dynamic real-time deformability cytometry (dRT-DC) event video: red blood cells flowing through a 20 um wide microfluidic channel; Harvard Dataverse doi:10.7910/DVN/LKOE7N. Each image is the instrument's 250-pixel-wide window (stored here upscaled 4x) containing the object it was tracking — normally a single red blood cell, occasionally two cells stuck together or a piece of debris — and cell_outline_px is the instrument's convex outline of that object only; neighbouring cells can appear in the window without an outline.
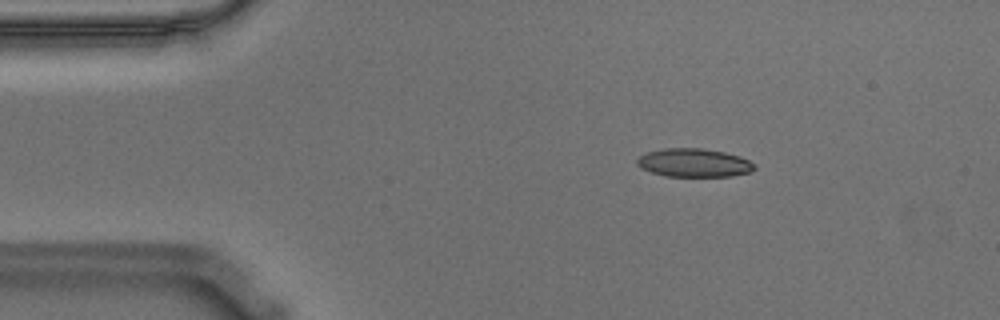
{"species": "Egyptian fruit bat (a non-hibernating species)", "species_latin": "Rousettus aegyptiacus", "temperature_condition": "warm", "stored_images_in_passage": 48, "camera_frame_rate_fps": 3000, "um_per_image_px": 0.085, "animal": {"sex": "male"}, "frame": {"image": 1, "passage_image": 1, "time_ms": 0.0, "image_size_px": [1000, 320], "cell_outline_px": [[756, 168], [752, 172], [732, 176], [664, 176], [640, 168], [636, 164], [636, 160], [644, 152], [664, 148], [704, 148], [724, 152], [740, 156], [756, 164]], "centroid_in_image_um": [58.99, 13.83], "position_along_channel_um": 26.0, "area_um2": 19.71}}
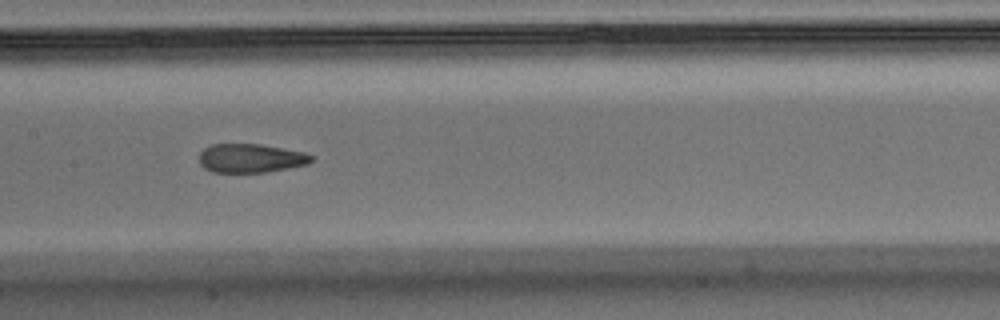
{"frame": {"image": 2, "passage_image": 19, "time_ms": 6.0, "image_size_px": [1000, 320], "cell_outline_px": [[312, 160], [308, 164], [268, 172], [212, 172], [204, 168], [200, 164], [200, 152], [204, 148], [212, 144], [260, 144], [304, 152], [312, 156]], "centroid_in_image_um": [21.3, 13.45], "position_along_channel_um": 186.1, "area_um2": 18.79}}
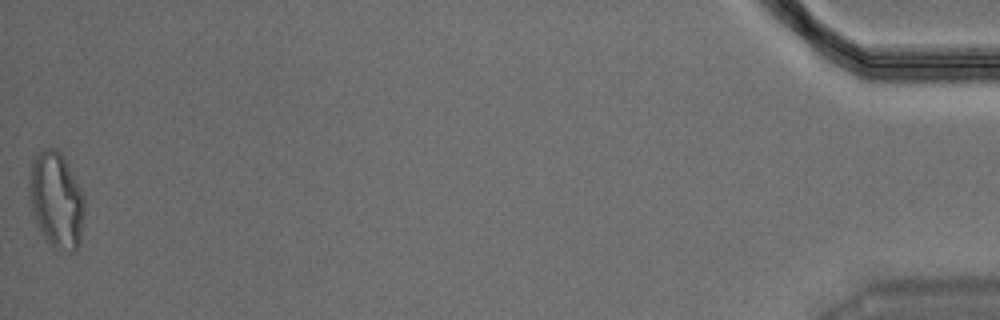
{"frame": {"image": 3, "passage_image": 48, "time_ms": 15.667, "image_size_px": [1000, 320], "cell_outline_px": [[84, 216], [80, 244], [72, 252], [68, 252], [56, 248], [44, 236], [32, 212], [28, 188], [28, 184], [32, 160], [36, 152], [44, 148], [56, 148], [60, 152], [80, 188], [84, 196]], "centroid_in_image_um": [4.78, 16.98], "position_along_channel_um": 430.4, "area_um2": 30.69}, "authors_computed_cell_mechanics": {"area_um2": 20.0277, "velocity_mm_per_s": 3.5724, "shape_relaxation_time_tau1_ms": 7.7506, "shape_relaxation_time_tau2_ms": 1.5735, "deformation_change_tau1": 0.2145, "deformation_change_tau2": 0.0967}}